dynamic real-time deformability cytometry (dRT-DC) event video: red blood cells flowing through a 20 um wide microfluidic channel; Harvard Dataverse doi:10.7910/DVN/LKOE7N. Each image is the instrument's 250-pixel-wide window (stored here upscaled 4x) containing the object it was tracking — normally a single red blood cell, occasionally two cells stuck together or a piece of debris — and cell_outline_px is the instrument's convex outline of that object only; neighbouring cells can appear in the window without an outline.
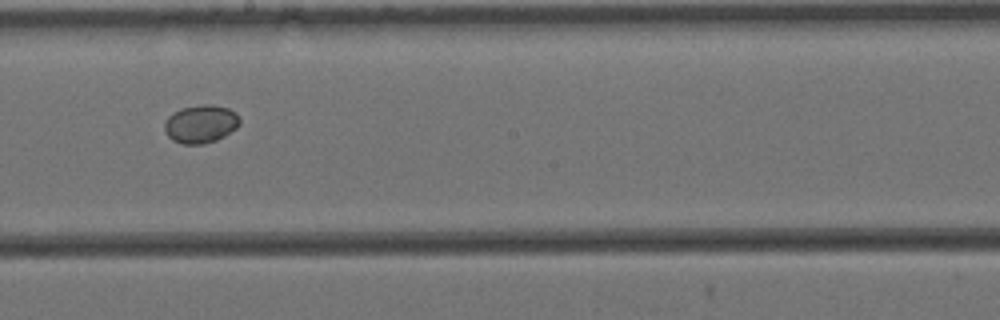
{"species": "Egyptian fruit bat (a non-hibernating species)", "species_latin": "Rousettus aegyptiacus", "temperature_condition": "cold", "stored_images_in_passage": 12, "camera_frame_rate_fps": 3000, "um_per_image_px": 0.085, "animal": {"sex": "female"}, "frame": {"image": 1, "passage_image": 9, "time_ms": 2.667, "image_size_px": [1000, 320], "cell_outline_px": [[240, 124], [236, 128], [224, 136], [216, 140], [204, 144], [184, 144], [172, 140], [164, 132], [164, 124], [168, 116], [172, 112], [184, 108], [200, 104], [212, 104], [228, 108], [236, 112], [240, 116]], "centroid_in_image_um": [17.07, 10.53], "position_along_channel_um": 231.1, "area_um2": 16.88}}
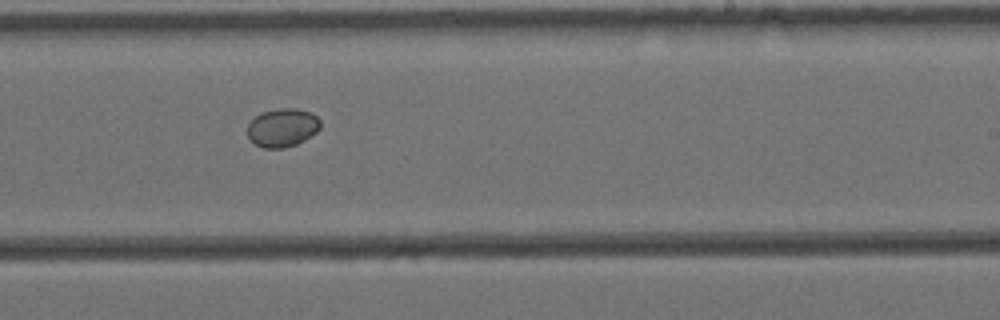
{"frame": {"image": 2, "passage_image": 10, "time_ms": 3.0, "image_size_px": [1000, 320], "cell_outline_px": [[320, 128], [316, 132], [304, 140], [296, 144], [284, 148], [264, 148], [248, 140], [248, 124], [260, 112], [280, 108], [296, 108], [312, 112], [320, 120]], "centroid_in_image_um": [24.0, 10.84], "position_along_channel_um": 265.0, "area_um2": 16.42}}
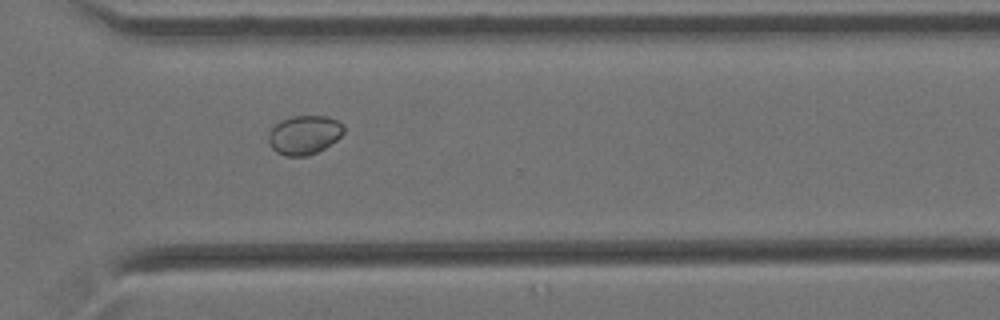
{"frame": {"image": 3, "passage_image": 12, "time_ms": 3.667, "image_size_px": [1000, 320], "cell_outline_px": [[344, 132], [336, 140], [324, 148], [316, 152], [304, 156], [284, 156], [276, 152], [272, 148], [268, 140], [268, 132], [280, 120], [292, 116], [324, 116], [336, 120], [344, 124]], "centroid_in_image_um": [25.84, 11.46], "position_along_channel_um": 344.8, "area_um2": 17.05}}